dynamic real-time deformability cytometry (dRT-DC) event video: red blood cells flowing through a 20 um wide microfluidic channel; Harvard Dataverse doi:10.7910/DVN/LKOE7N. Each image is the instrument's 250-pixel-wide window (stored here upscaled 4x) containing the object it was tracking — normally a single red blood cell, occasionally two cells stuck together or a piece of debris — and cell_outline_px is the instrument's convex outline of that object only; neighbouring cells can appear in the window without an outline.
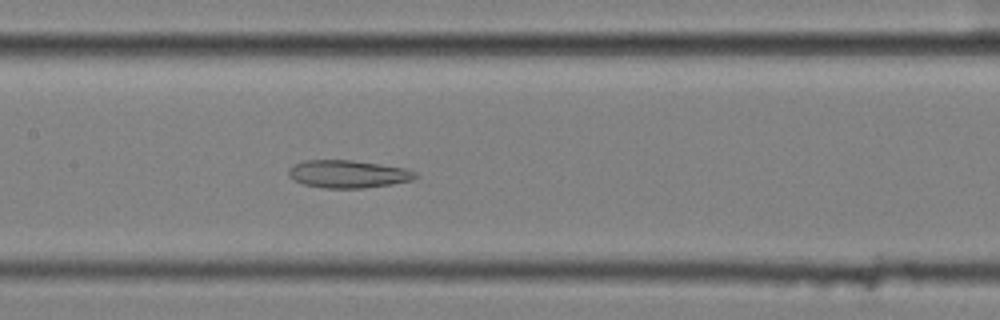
{"species": "common noctule bat (a hibernating species)", "species_latin": "Nyctalus noctula", "temperature_condition": "cold", "stored_images_in_passage": 7, "camera_frame_rate_fps": 3000, "um_per_image_px": 0.085, "animal": {"sex": "female", "body_mass_g": 25.1}, "frame": {"image": 1, "passage_image": 7, "time_ms": 2.0, "image_size_px": [1000, 320], "cell_outline_px": [[420, 176], [412, 180], [392, 184], [364, 188], [324, 188], [304, 184], [288, 176], [288, 168], [304, 160], [352, 160], [408, 168], [416, 172]], "centroid_in_image_um": [29.63, 14.79], "position_along_channel_um": 177.8, "area_um2": 20.58}}